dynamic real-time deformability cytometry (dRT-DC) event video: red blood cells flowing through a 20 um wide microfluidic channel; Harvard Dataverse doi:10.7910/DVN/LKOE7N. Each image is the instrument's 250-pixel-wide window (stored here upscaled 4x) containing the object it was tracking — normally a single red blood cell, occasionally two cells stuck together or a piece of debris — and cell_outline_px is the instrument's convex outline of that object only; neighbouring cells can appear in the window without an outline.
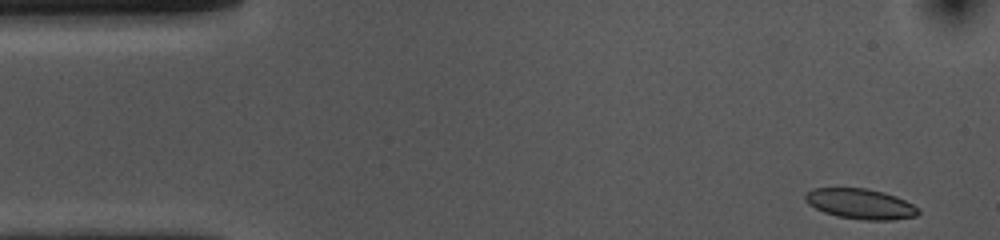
{"species": "common noctule bat (a hibernating species)", "species_latin": "Nyctalus noctula", "temperature_condition": "cold", "stored_images_in_passage": 46, "camera_frame_rate_fps": 3000, "um_per_image_px": 0.085, "animal": {"sex": "female", "body_mass_g": 10.0, "forearm_length_mm": 53.1}, "frame": {"image": 1, "passage_image": 1, "time_ms": 0.0, "image_size_px": [1000, 240], "cell_outline_px": [[920, 212], [916, 216], [892, 220], [864, 220], [836, 216], [824, 212], [808, 204], [804, 200], [804, 196], [812, 188], [864, 188], [884, 192], [896, 196], [920, 208]], "centroid_in_image_um": [73.14, 17.33], "position_along_channel_um": 11.9, "area_um2": 20.0}}
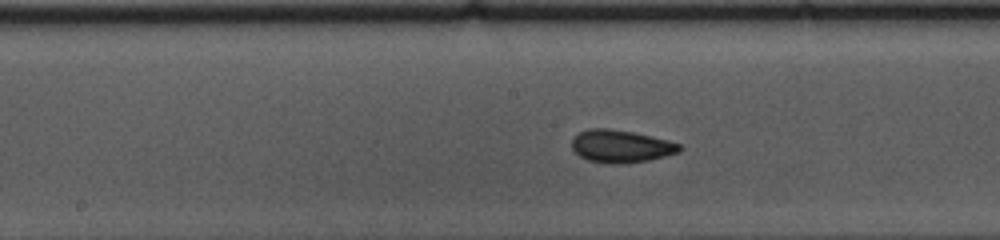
{"frame": {"image": 2, "passage_image": 24, "time_ms": 7.667, "image_size_px": [1000, 240], "cell_outline_px": [[684, 148], [680, 152], [648, 160], [628, 164], [608, 164], [588, 160], [580, 156], [572, 148], [572, 140], [580, 132], [588, 128], [608, 128], [632, 132], [668, 140], [680, 144]], "centroid_in_image_um": [52.8, 12.44], "position_along_channel_um": 195.4, "area_um2": 20.52}}
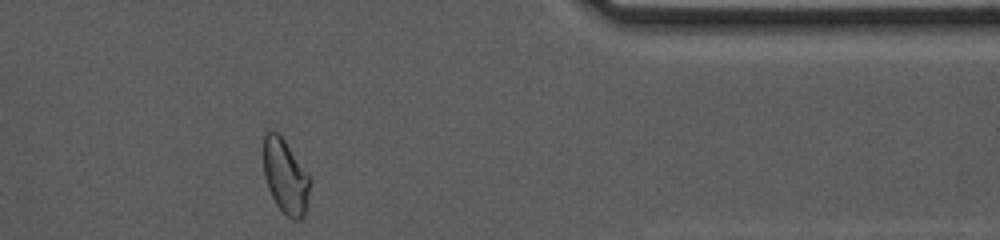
{"frame": {"image": 3, "passage_image": 42, "time_ms": 13.667, "image_size_px": [1000, 240], "cell_outline_px": [[312, 180], [304, 216], [300, 220], [296, 220], [288, 216], [276, 204], [268, 188], [264, 176], [264, 132], [276, 132], [284, 140]], "centroid_in_image_um": [24.27, 15.03], "position_along_channel_um": 387.1, "area_um2": 19.83}, "authors_computed_cell_mechanics": {"area_um2": 20.1144, "velocity_mm_per_s": 3.6098, "shape_relaxation_time_tau1_ms": 3.7404, "shape_relaxation_time_tau2_ms": 1.6758, "deformation_change_tau1": 0.0947, "deformation_change_tau2": 0.0574}}